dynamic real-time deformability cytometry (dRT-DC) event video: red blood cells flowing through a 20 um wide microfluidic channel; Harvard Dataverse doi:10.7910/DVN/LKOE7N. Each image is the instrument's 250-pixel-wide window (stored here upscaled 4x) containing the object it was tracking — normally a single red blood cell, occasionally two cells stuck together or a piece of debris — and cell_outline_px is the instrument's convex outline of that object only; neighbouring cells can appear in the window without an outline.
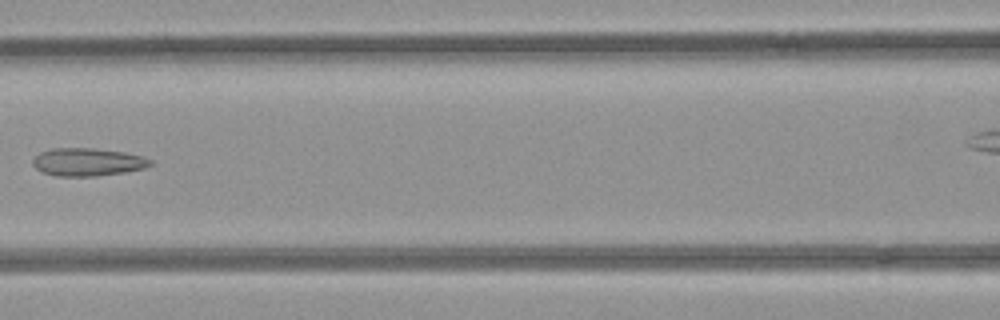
{"species": "common noctule bat (a hibernating species)", "species_latin": "Nyctalus noctula", "temperature_condition": "room temperature", "stored_images_in_passage": 7, "segment_of_instrument_passage": [1, 2], "camera_frame_rate_fps": 3000, "um_per_image_px": 0.085, "animal": {"sex": "female", "body_mass_g": 21.9}, "frame": {"image": 1, "passage_image": 6, "time_ms": 1.667, "image_size_px": [1000, 320], "cell_outline_px": [[152, 164], [144, 168], [124, 172], [96, 176], [56, 176], [44, 172], [36, 168], [32, 164], [32, 160], [40, 152], [52, 148], [92, 148], [124, 152], [144, 156], [152, 160]], "centroid_in_image_um": [7.46, 13.76], "position_along_channel_um": 159.1, "area_um2": 19.07}}